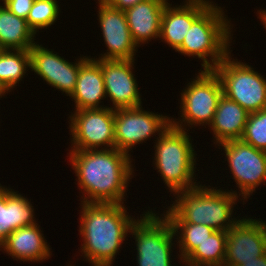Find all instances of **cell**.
<instances>
[{"label":"cell","mask_w":266,"mask_h":266,"mask_svg":"<svg viewBox=\"0 0 266 266\" xmlns=\"http://www.w3.org/2000/svg\"><path fill=\"white\" fill-rule=\"evenodd\" d=\"M69 154L78 185L87 195L81 202L123 204L133 171L129 154L116 148L71 150Z\"/></svg>","instance_id":"obj_1"},{"label":"cell","mask_w":266,"mask_h":266,"mask_svg":"<svg viewBox=\"0 0 266 266\" xmlns=\"http://www.w3.org/2000/svg\"><path fill=\"white\" fill-rule=\"evenodd\" d=\"M80 235L84 258L93 266H111L132 224L122 204L82 203Z\"/></svg>","instance_id":"obj_2"},{"label":"cell","mask_w":266,"mask_h":266,"mask_svg":"<svg viewBox=\"0 0 266 266\" xmlns=\"http://www.w3.org/2000/svg\"><path fill=\"white\" fill-rule=\"evenodd\" d=\"M175 194L178 196L176 203L173 202L165 214L170 223L204 224L227 232L238 221L231 218L233 204L238 199L235 191L226 192L198 185Z\"/></svg>","instance_id":"obj_3"},{"label":"cell","mask_w":266,"mask_h":266,"mask_svg":"<svg viewBox=\"0 0 266 266\" xmlns=\"http://www.w3.org/2000/svg\"><path fill=\"white\" fill-rule=\"evenodd\" d=\"M182 123L171 118L169 127L159 133L155 145V165L171 192L193 189L195 151ZM160 138V139H159Z\"/></svg>","instance_id":"obj_4"},{"label":"cell","mask_w":266,"mask_h":266,"mask_svg":"<svg viewBox=\"0 0 266 266\" xmlns=\"http://www.w3.org/2000/svg\"><path fill=\"white\" fill-rule=\"evenodd\" d=\"M223 15L220 7L211 4L192 23L176 52L197 56L203 60V70H213L230 53V22ZM207 57H210V62Z\"/></svg>","instance_id":"obj_5"},{"label":"cell","mask_w":266,"mask_h":266,"mask_svg":"<svg viewBox=\"0 0 266 266\" xmlns=\"http://www.w3.org/2000/svg\"><path fill=\"white\" fill-rule=\"evenodd\" d=\"M243 62L229 54L213 69L219 76L223 94L237 102L248 113L266 108V80Z\"/></svg>","instance_id":"obj_6"},{"label":"cell","mask_w":266,"mask_h":266,"mask_svg":"<svg viewBox=\"0 0 266 266\" xmlns=\"http://www.w3.org/2000/svg\"><path fill=\"white\" fill-rule=\"evenodd\" d=\"M163 216L161 219L148 211L132 224L130 233L136 239L138 266H173L170 253L177 234L166 215Z\"/></svg>","instance_id":"obj_7"},{"label":"cell","mask_w":266,"mask_h":266,"mask_svg":"<svg viewBox=\"0 0 266 266\" xmlns=\"http://www.w3.org/2000/svg\"><path fill=\"white\" fill-rule=\"evenodd\" d=\"M187 87L181 93L180 112L183 122L189 125H210L223 95L219 76L214 70L201 71Z\"/></svg>","instance_id":"obj_8"},{"label":"cell","mask_w":266,"mask_h":266,"mask_svg":"<svg viewBox=\"0 0 266 266\" xmlns=\"http://www.w3.org/2000/svg\"><path fill=\"white\" fill-rule=\"evenodd\" d=\"M72 115L69 123L72 150H96L101 145L115 148L113 108L81 109Z\"/></svg>","instance_id":"obj_9"},{"label":"cell","mask_w":266,"mask_h":266,"mask_svg":"<svg viewBox=\"0 0 266 266\" xmlns=\"http://www.w3.org/2000/svg\"><path fill=\"white\" fill-rule=\"evenodd\" d=\"M142 106L114 110L115 148L128 154L130 148L162 133L171 124L170 117L143 111Z\"/></svg>","instance_id":"obj_10"},{"label":"cell","mask_w":266,"mask_h":266,"mask_svg":"<svg viewBox=\"0 0 266 266\" xmlns=\"http://www.w3.org/2000/svg\"><path fill=\"white\" fill-rule=\"evenodd\" d=\"M220 144L224 147L231 174L245 200L261 182L266 180V152L256 149L241 139Z\"/></svg>","instance_id":"obj_11"},{"label":"cell","mask_w":266,"mask_h":266,"mask_svg":"<svg viewBox=\"0 0 266 266\" xmlns=\"http://www.w3.org/2000/svg\"><path fill=\"white\" fill-rule=\"evenodd\" d=\"M223 266H238L266 254V223L239 219L227 232Z\"/></svg>","instance_id":"obj_12"},{"label":"cell","mask_w":266,"mask_h":266,"mask_svg":"<svg viewBox=\"0 0 266 266\" xmlns=\"http://www.w3.org/2000/svg\"><path fill=\"white\" fill-rule=\"evenodd\" d=\"M29 52L32 71L40 75L49 85L71 96L78 79L79 69L89 58L85 56V58H80L78 63L72 64L39 44H34Z\"/></svg>","instance_id":"obj_13"},{"label":"cell","mask_w":266,"mask_h":266,"mask_svg":"<svg viewBox=\"0 0 266 266\" xmlns=\"http://www.w3.org/2000/svg\"><path fill=\"white\" fill-rule=\"evenodd\" d=\"M99 22L104 42L108 47L99 59L134 60L137 44L128 27L124 10H118L109 3H99Z\"/></svg>","instance_id":"obj_14"},{"label":"cell","mask_w":266,"mask_h":266,"mask_svg":"<svg viewBox=\"0 0 266 266\" xmlns=\"http://www.w3.org/2000/svg\"><path fill=\"white\" fill-rule=\"evenodd\" d=\"M101 64L106 95L115 109L141 106V95L132 67L134 60H97Z\"/></svg>","instance_id":"obj_15"},{"label":"cell","mask_w":266,"mask_h":266,"mask_svg":"<svg viewBox=\"0 0 266 266\" xmlns=\"http://www.w3.org/2000/svg\"><path fill=\"white\" fill-rule=\"evenodd\" d=\"M185 5L170 7L168 3L162 14L160 37L177 50L192 23L212 4L206 0H187Z\"/></svg>","instance_id":"obj_16"},{"label":"cell","mask_w":266,"mask_h":266,"mask_svg":"<svg viewBox=\"0 0 266 266\" xmlns=\"http://www.w3.org/2000/svg\"><path fill=\"white\" fill-rule=\"evenodd\" d=\"M167 4V0H145L124 11L137 46L149 39L160 37L161 18Z\"/></svg>","instance_id":"obj_17"},{"label":"cell","mask_w":266,"mask_h":266,"mask_svg":"<svg viewBox=\"0 0 266 266\" xmlns=\"http://www.w3.org/2000/svg\"><path fill=\"white\" fill-rule=\"evenodd\" d=\"M38 224L20 227L14 230L0 244L12 258L24 261H43L50 257V248L42 235Z\"/></svg>","instance_id":"obj_18"},{"label":"cell","mask_w":266,"mask_h":266,"mask_svg":"<svg viewBox=\"0 0 266 266\" xmlns=\"http://www.w3.org/2000/svg\"><path fill=\"white\" fill-rule=\"evenodd\" d=\"M106 98L101 64L96 59H88L79 69L78 79L71 94L76 110L105 108L99 107L100 100Z\"/></svg>","instance_id":"obj_19"},{"label":"cell","mask_w":266,"mask_h":266,"mask_svg":"<svg viewBox=\"0 0 266 266\" xmlns=\"http://www.w3.org/2000/svg\"><path fill=\"white\" fill-rule=\"evenodd\" d=\"M33 213L25 197L0 186V244L14 230L36 224Z\"/></svg>","instance_id":"obj_20"},{"label":"cell","mask_w":266,"mask_h":266,"mask_svg":"<svg viewBox=\"0 0 266 266\" xmlns=\"http://www.w3.org/2000/svg\"><path fill=\"white\" fill-rule=\"evenodd\" d=\"M249 113L237 102L224 94L210 124L216 143L241 139L245 130Z\"/></svg>","instance_id":"obj_21"},{"label":"cell","mask_w":266,"mask_h":266,"mask_svg":"<svg viewBox=\"0 0 266 266\" xmlns=\"http://www.w3.org/2000/svg\"><path fill=\"white\" fill-rule=\"evenodd\" d=\"M35 34L26 19L13 14L6 6H0V48L29 50L35 43Z\"/></svg>","instance_id":"obj_22"},{"label":"cell","mask_w":266,"mask_h":266,"mask_svg":"<svg viewBox=\"0 0 266 266\" xmlns=\"http://www.w3.org/2000/svg\"><path fill=\"white\" fill-rule=\"evenodd\" d=\"M226 242V231L215 230L183 261L186 262L188 266H223Z\"/></svg>","instance_id":"obj_23"},{"label":"cell","mask_w":266,"mask_h":266,"mask_svg":"<svg viewBox=\"0 0 266 266\" xmlns=\"http://www.w3.org/2000/svg\"><path fill=\"white\" fill-rule=\"evenodd\" d=\"M27 66L30 68L29 50L2 49L0 51V88L4 93L9 92L22 80Z\"/></svg>","instance_id":"obj_24"},{"label":"cell","mask_w":266,"mask_h":266,"mask_svg":"<svg viewBox=\"0 0 266 266\" xmlns=\"http://www.w3.org/2000/svg\"><path fill=\"white\" fill-rule=\"evenodd\" d=\"M174 233L180 229L179 248L181 260L185 259L199 244L203 243L214 231L212 227L204 224L171 223Z\"/></svg>","instance_id":"obj_25"},{"label":"cell","mask_w":266,"mask_h":266,"mask_svg":"<svg viewBox=\"0 0 266 266\" xmlns=\"http://www.w3.org/2000/svg\"><path fill=\"white\" fill-rule=\"evenodd\" d=\"M56 0H35L27 16L29 28L36 34L37 29L53 25L59 15V8Z\"/></svg>","instance_id":"obj_26"},{"label":"cell","mask_w":266,"mask_h":266,"mask_svg":"<svg viewBox=\"0 0 266 266\" xmlns=\"http://www.w3.org/2000/svg\"><path fill=\"white\" fill-rule=\"evenodd\" d=\"M241 140L266 152V108L249 113Z\"/></svg>","instance_id":"obj_27"},{"label":"cell","mask_w":266,"mask_h":266,"mask_svg":"<svg viewBox=\"0 0 266 266\" xmlns=\"http://www.w3.org/2000/svg\"><path fill=\"white\" fill-rule=\"evenodd\" d=\"M34 1L35 0H7L4 3V6H6L16 16L27 19Z\"/></svg>","instance_id":"obj_28"},{"label":"cell","mask_w":266,"mask_h":266,"mask_svg":"<svg viewBox=\"0 0 266 266\" xmlns=\"http://www.w3.org/2000/svg\"><path fill=\"white\" fill-rule=\"evenodd\" d=\"M145 0H109V4L118 9V10H126L127 8L133 7L134 5L143 2Z\"/></svg>","instance_id":"obj_29"},{"label":"cell","mask_w":266,"mask_h":266,"mask_svg":"<svg viewBox=\"0 0 266 266\" xmlns=\"http://www.w3.org/2000/svg\"><path fill=\"white\" fill-rule=\"evenodd\" d=\"M238 266H266V254L258 257L250 262H242Z\"/></svg>","instance_id":"obj_30"},{"label":"cell","mask_w":266,"mask_h":266,"mask_svg":"<svg viewBox=\"0 0 266 266\" xmlns=\"http://www.w3.org/2000/svg\"><path fill=\"white\" fill-rule=\"evenodd\" d=\"M259 14H260L259 17L261 21L263 22V25H265L264 27L266 28V10L260 11Z\"/></svg>","instance_id":"obj_31"},{"label":"cell","mask_w":266,"mask_h":266,"mask_svg":"<svg viewBox=\"0 0 266 266\" xmlns=\"http://www.w3.org/2000/svg\"><path fill=\"white\" fill-rule=\"evenodd\" d=\"M99 1V3H108L109 2V0H98Z\"/></svg>","instance_id":"obj_32"},{"label":"cell","mask_w":266,"mask_h":266,"mask_svg":"<svg viewBox=\"0 0 266 266\" xmlns=\"http://www.w3.org/2000/svg\"><path fill=\"white\" fill-rule=\"evenodd\" d=\"M4 94L3 90L0 88V97Z\"/></svg>","instance_id":"obj_33"}]
</instances>
